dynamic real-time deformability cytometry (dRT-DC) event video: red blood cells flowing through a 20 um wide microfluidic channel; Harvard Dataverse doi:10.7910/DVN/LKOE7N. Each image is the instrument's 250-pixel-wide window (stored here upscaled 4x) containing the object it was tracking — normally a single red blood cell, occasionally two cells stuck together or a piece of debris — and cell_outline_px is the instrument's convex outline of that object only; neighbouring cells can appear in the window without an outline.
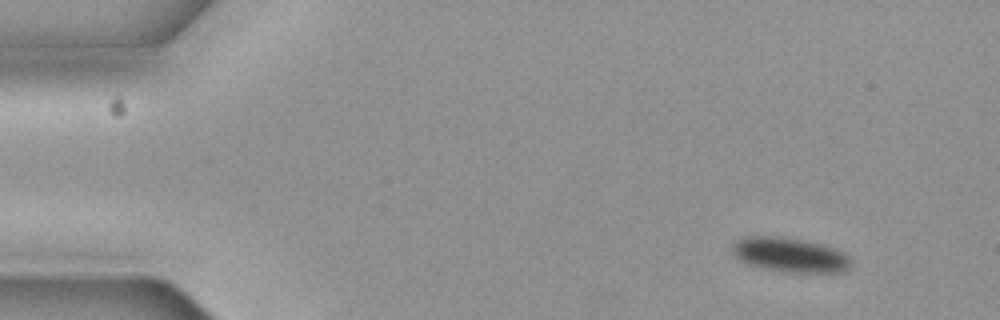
{"species": "common noctule bat (a hibernating species)", "species_latin": "Nyctalus noctula", "temperature_condition": "cold", "stored_images_in_passage": 4, "camera_frame_rate_fps": 3000, "um_per_image_px": 0.085, "animal": {"sex": "female", "body_mass_g": 19.3, "forearm_length_mm": 54.1}, "frame": {"image": 1, "passage_image": 1, "time_ms": 0.0, "image_size_px": [1000, 320], "cell_outline_px": [[852, 264], [848, 272], [784, 272], [760, 268], [744, 264], [732, 252], [732, 244], [736, 240], [744, 236], [780, 236], [820, 244], [844, 252], [852, 260]], "centroid_in_image_um": [67.13, 21.68], "position_along_channel_um": 17.9, "area_um2": 24.16}}
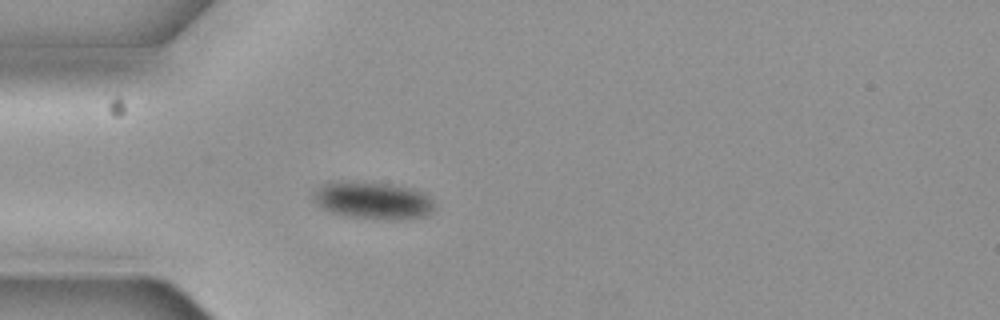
{"frame": {"image": 2, "passage_image": 4, "time_ms": 1.0, "image_size_px": [1000, 320], "cell_outline_px": [[432, 212], [424, 216], [404, 220], [384, 220], [344, 216], [332, 212], [316, 204], [312, 196], [328, 180], [364, 180], [392, 184], [412, 188], [428, 196], [432, 200]], "centroid_in_image_um": [31.67, 17.02], "position_along_channel_um": 53.3, "area_um2": 26.88}}